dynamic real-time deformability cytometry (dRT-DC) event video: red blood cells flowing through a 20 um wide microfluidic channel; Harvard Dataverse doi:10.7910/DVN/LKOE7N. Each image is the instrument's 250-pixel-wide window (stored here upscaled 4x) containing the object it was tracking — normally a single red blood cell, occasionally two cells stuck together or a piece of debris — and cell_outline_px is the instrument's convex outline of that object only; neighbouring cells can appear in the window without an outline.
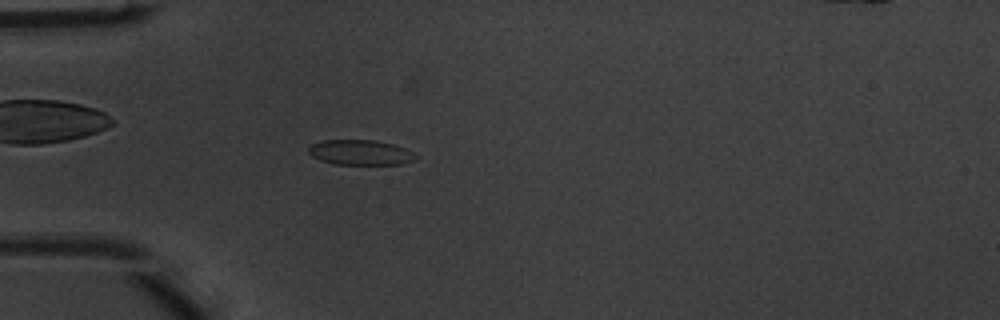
{"species": "common noctule bat (a hibernating species)", "species_latin": "Nyctalus noctula", "temperature_condition": "warm", "stored_images_in_passage": 50, "camera_frame_rate_fps": 3000, "um_per_image_px": 0.085, "animal": {"sex": "male", "body_mass_g": 20.1, "forearm_length_mm": 53.5}, "frame": {"image": 1, "passage_image": 15, "time_ms": 4.667, "image_size_px": [1000, 320], "cell_outline_px": [[420, 156], [416, 160], [400, 164], [336, 164], [320, 160], [312, 156], [308, 152], [308, 148], [312, 144], [324, 140], [376, 140], [392, 144], [404, 148]], "centroid_in_image_um": [30.66, 12.96], "position_along_channel_um": 54.3, "area_um2": 15.66}}
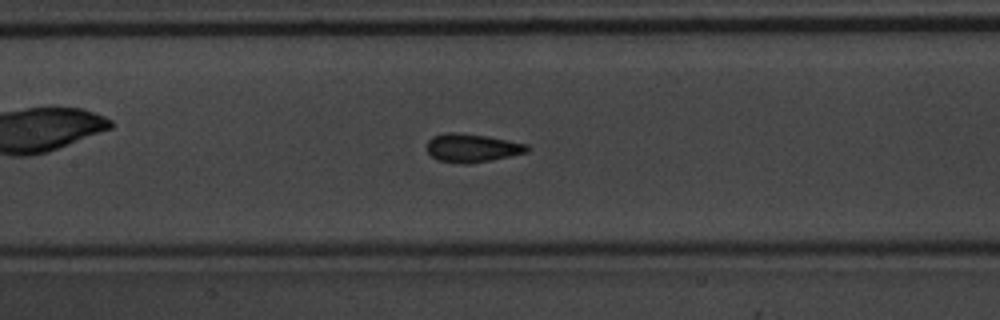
{"frame": {"image": 2, "passage_image": 24, "time_ms": 7.667, "image_size_px": [1000, 320], "cell_outline_px": [[528, 152], [492, 160], [468, 164], [464, 164], [440, 160], [432, 156], [428, 152], [428, 140], [432, 136], [444, 132], [460, 132], [488, 136], [528, 144]], "centroid_in_image_um": [40.13, 12.56], "position_along_channel_um": 167.3, "area_um2": 16.65}}
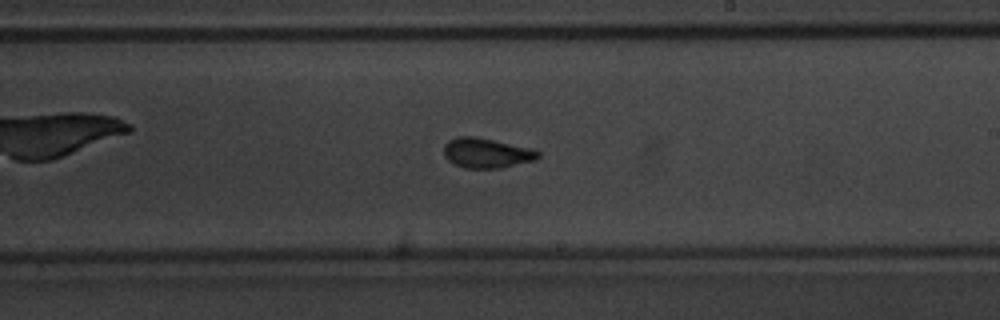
{"frame": {"image": 3, "passage_image": 30, "time_ms": 9.667, "image_size_px": [1000, 320], "cell_outline_px": [[540, 156], [536, 160], [500, 168], [464, 168], [448, 160], [444, 156], [444, 144], [448, 140], [456, 136], [476, 136], [532, 148], [540, 152]], "centroid_in_image_um": [41.36, 12.99], "position_along_channel_um": 247.6, "area_um2": 16.59}, "authors_computed_cell_mechanics": {"area_um2": 16.1262, "velocity_mm_per_s": 4.0259, "shape_relaxation_time_tau1_ms": 2.2565, "shape_relaxation_time_tau2_ms": 0.6194, "deformation_change_tau1": 0.1051, "deformation_change_tau2": 0.0469}}